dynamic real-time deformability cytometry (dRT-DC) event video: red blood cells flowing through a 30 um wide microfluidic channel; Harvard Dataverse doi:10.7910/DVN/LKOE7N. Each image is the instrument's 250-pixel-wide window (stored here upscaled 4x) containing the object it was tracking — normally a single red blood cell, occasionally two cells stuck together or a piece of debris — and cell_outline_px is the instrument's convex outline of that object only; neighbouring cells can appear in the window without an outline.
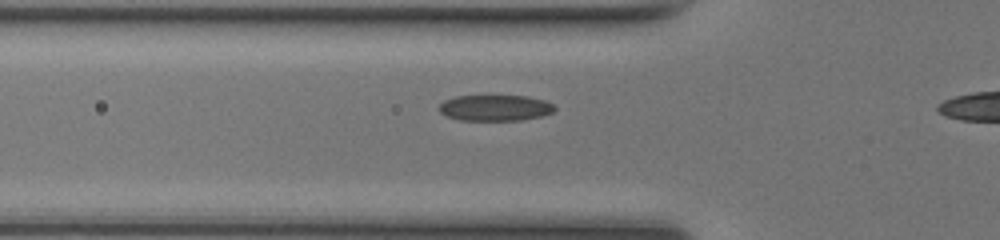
{"species": "common noctule bat (a hibernating species)", "species_latin": "Nyctalus noctula", "temperature_condition": "room temperature", "stored_images_in_passage": 36, "camera_frame_rate_fps": 3000, "um_per_image_px": 0.085, "animal": {"sex": "female", "body_mass_g": 17.0, "forearm_length_mm": 48.0}, "frame": {"image": 1, "passage_image": 11, "time_ms": 3.333, "image_size_px": [1000, 240], "cell_outline_px": [[556, 108], [552, 112], [540, 116], [520, 120], [460, 120], [448, 116], [440, 112], [440, 104], [444, 100], [456, 96], [528, 96], [544, 100], [552, 104]], "centroid_in_image_um": [42.09, 9.16], "position_along_channel_um": 83.7, "area_um2": 17.28}}
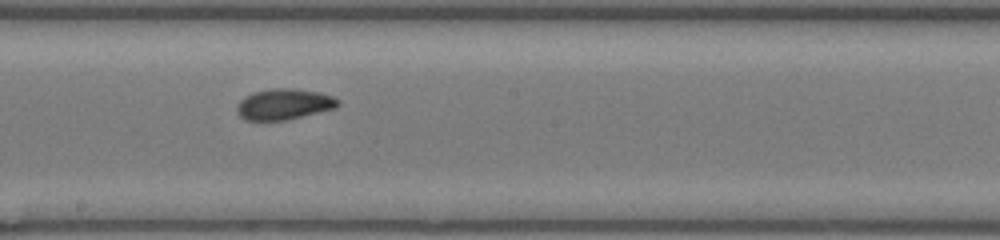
{"frame": {"image": 2, "passage_image": 21, "time_ms": 6.667, "image_size_px": [1000, 240], "cell_outline_px": [[340, 104], [336, 108], [288, 120], [244, 120], [236, 112], [236, 108], [240, 100], [252, 92], [272, 88], [292, 88], [320, 92], [332, 96], [340, 100]], "centroid_in_image_um": [24.15, 8.85], "position_along_channel_um": 224.0, "area_um2": 18.38}}
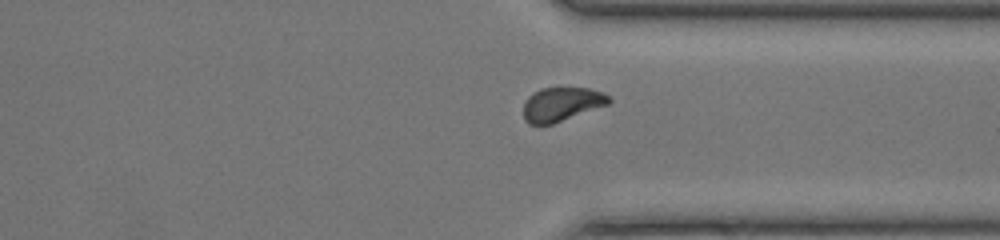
{"frame": {"image": 3, "passage_image": 31, "time_ms": 10.0, "image_size_px": [1000, 240], "cell_outline_px": [[612, 100], [608, 104], [552, 124], [528, 124], [524, 120], [524, 100], [532, 92], [540, 88], [588, 88], [600, 92], [608, 96]], "centroid_in_image_um": [47.68, 8.85], "position_along_channel_um": 363.7, "area_um2": 16.76}, "authors_computed_cell_mechanics": {"area_um2": 17.918, "velocity_mm_per_s": 4.2002, "shape_relaxation_time_tau1_ms": 4.6087, "shape_relaxation_time_tau2_ms": 1.1486, "deformation_change_tau1": 0.1567, "deformation_change_tau2": 0.055}}